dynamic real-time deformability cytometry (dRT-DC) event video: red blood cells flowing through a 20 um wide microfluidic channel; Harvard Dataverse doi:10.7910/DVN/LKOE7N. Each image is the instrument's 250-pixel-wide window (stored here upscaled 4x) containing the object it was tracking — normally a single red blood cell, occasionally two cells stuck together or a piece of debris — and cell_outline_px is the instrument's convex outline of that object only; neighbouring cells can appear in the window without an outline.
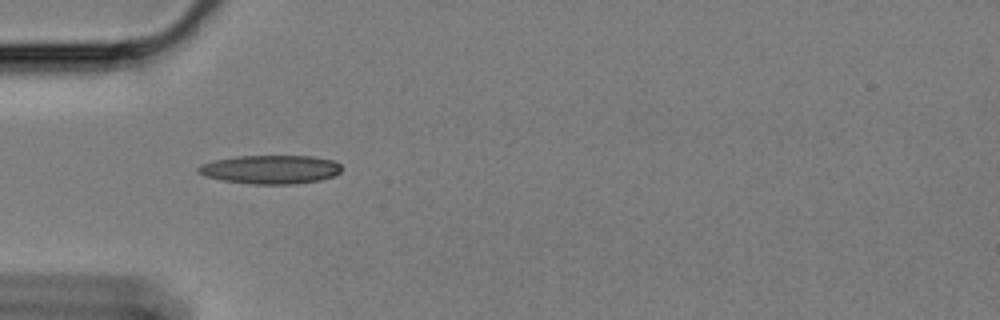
{"species": "Egyptian fruit bat (a non-hibernating species)", "species_latin": "Rousettus aegyptiacus", "temperature_condition": "cold", "stored_images_in_passage": 5, "camera_frame_rate_fps": 3000, "um_per_image_px": 0.085, "animal": {"sex": "female"}, "frame": {"image": 1, "passage_image": 1, "time_ms": 0.0, "image_size_px": [1000, 320], "cell_outline_px": [[340, 172], [336, 176], [320, 180], [296, 184], [252, 184], [224, 180], [204, 176], [196, 168], [200, 164], [212, 160], [236, 156], [312, 156], [332, 160], [340, 164]], "centroid_in_image_um": [22.99, 14.4], "position_along_channel_um": 62.0, "area_um2": 24.04}}
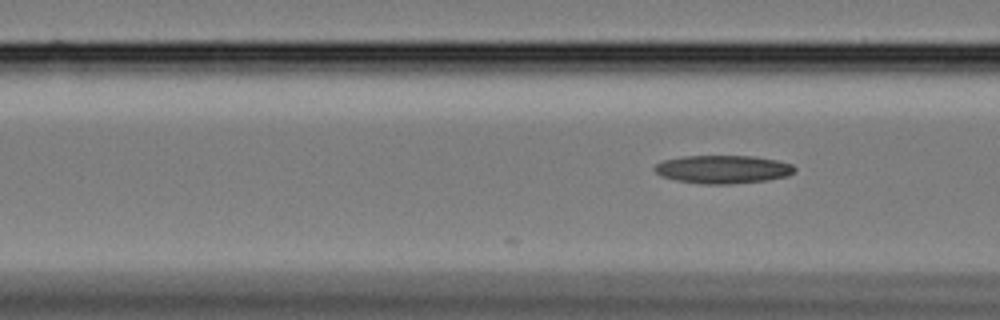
{"frame": {"image": 2, "passage_image": 5, "time_ms": 1.333, "image_size_px": [1000, 320], "cell_outline_px": [[796, 168], [788, 176], [768, 180], [728, 184], [700, 184], [676, 180], [660, 176], [652, 168], [656, 164], [664, 160], [684, 156], [756, 156], [776, 160], [792, 164]], "centroid_in_image_um": [61.43, 14.39], "position_along_channel_um": 105.2, "area_um2": 23.06}}